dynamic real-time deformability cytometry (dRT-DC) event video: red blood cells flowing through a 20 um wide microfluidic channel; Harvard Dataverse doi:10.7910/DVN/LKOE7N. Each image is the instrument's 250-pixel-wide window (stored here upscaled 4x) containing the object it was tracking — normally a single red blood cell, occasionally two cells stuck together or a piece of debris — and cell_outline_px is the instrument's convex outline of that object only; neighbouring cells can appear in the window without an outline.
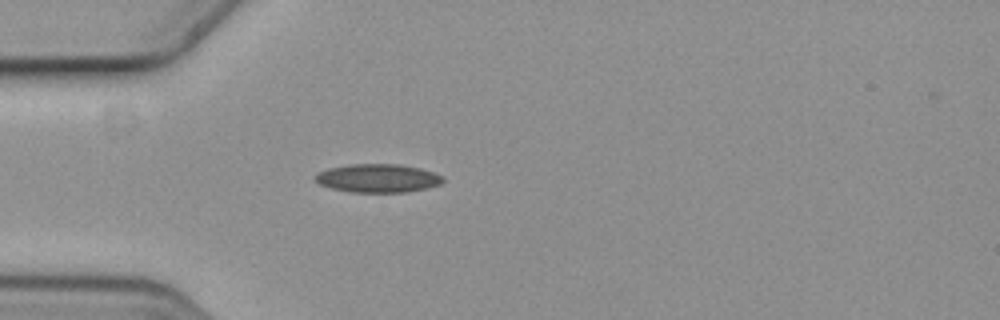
{"species": "common noctule bat (a hibernating species)", "species_latin": "Nyctalus noctula", "temperature_condition": "cold", "stored_images_in_passage": 1, "camera_frame_rate_fps": 3000, "um_per_image_px": 0.085, "animal": {"sex": "female", "body_mass_g": 19.3, "forearm_length_mm": 54.1}, "frame": {"image": 1, "passage_image": 1, "time_ms": 0.0, "image_size_px": [1000, 320], "cell_outline_px": [[444, 180], [440, 184], [408, 192], [352, 192], [332, 188], [320, 184], [316, 180], [316, 176], [320, 172], [328, 168], [348, 164], [400, 164], [420, 168], [444, 176]], "centroid_in_image_um": [32.14, 15.14], "position_along_channel_um": 52.9, "area_um2": 20.98}}